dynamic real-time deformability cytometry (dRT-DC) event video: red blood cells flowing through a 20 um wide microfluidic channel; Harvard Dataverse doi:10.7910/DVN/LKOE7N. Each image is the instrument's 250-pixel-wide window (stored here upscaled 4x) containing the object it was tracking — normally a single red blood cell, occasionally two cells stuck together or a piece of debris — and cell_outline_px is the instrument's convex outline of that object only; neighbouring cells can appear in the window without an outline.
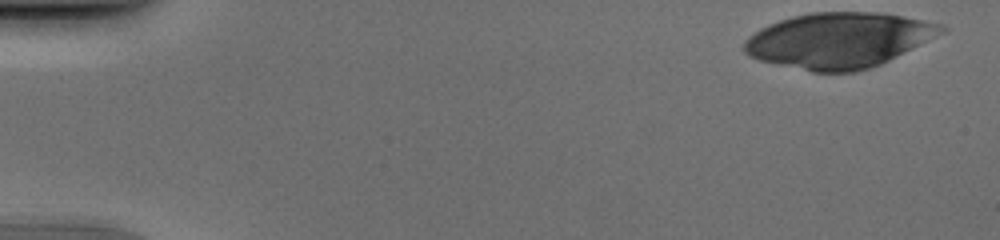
{"species": "human", "species_latin": "Homo sapiens", "temperature_condition": "cold", "stored_images_in_passage": 33, "camera_frame_rate_fps": 3000, "um_per_image_px": 0.085, "donor": {"sex": "male"}, "frame": {"image": 1, "passage_image": 1, "time_ms": 0.0, "image_size_px": [1000, 240], "cell_outline_px": [[948, 28], [944, 32], [880, 64], [856, 72], [812, 72], [760, 60], [748, 56], [740, 48], [744, 40], [748, 36], [760, 28], [768, 24], [792, 16], [812, 12], [884, 12], [944, 24]], "centroid_in_image_um": [71.26, 3.41], "position_along_channel_um": 13.7, "area_um2": 63.64}}
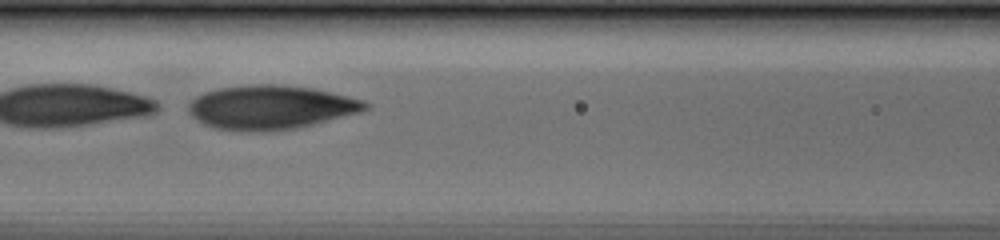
{"frame": {"image": 2, "passage_image": 22, "time_ms": 7.0, "image_size_px": [1000, 240], "cell_outline_px": [[368, 108], [360, 112], [296, 128], [216, 128], [204, 124], [192, 116], [188, 112], [188, 104], [196, 96], [204, 92], [220, 88], [256, 84], [272, 84], [312, 88], [364, 100], [368, 104]], "centroid_in_image_um": [23.01, 9.07], "position_along_channel_um": 143.6, "area_um2": 43.64}}